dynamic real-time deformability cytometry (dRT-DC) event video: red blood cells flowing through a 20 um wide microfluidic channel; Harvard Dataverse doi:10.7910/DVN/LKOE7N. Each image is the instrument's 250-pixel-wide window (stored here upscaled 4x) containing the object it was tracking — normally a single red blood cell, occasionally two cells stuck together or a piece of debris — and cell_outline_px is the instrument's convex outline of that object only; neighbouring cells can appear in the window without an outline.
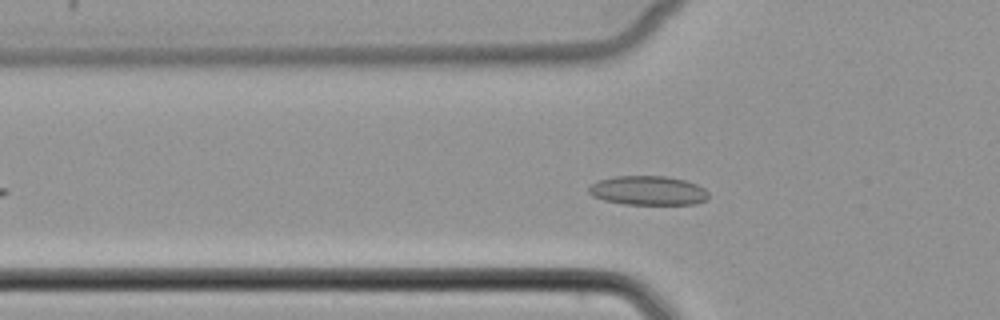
{"species": "common noctule bat (a hibernating species)", "species_latin": "Nyctalus noctula", "temperature_condition": "cold", "stored_images_in_passage": 42, "camera_frame_rate_fps": 3000, "um_per_image_px": 0.085, "animal": {"sex": "female", "body_mass_g": 22.7, "forearm_length_mm": 54.2}, "frame": {"image": 1, "passage_image": 11, "time_ms": 3.333, "image_size_px": [1000, 320], "cell_outline_px": [[708, 200], [696, 204], [624, 204], [604, 200], [592, 196], [588, 192], [588, 188], [592, 184], [600, 180], [616, 176], [664, 176], [684, 180], [696, 184], [704, 188], [708, 192]], "centroid_in_image_um": [55.1, 16.2], "position_along_channel_um": 70.7, "area_um2": 20.35}}
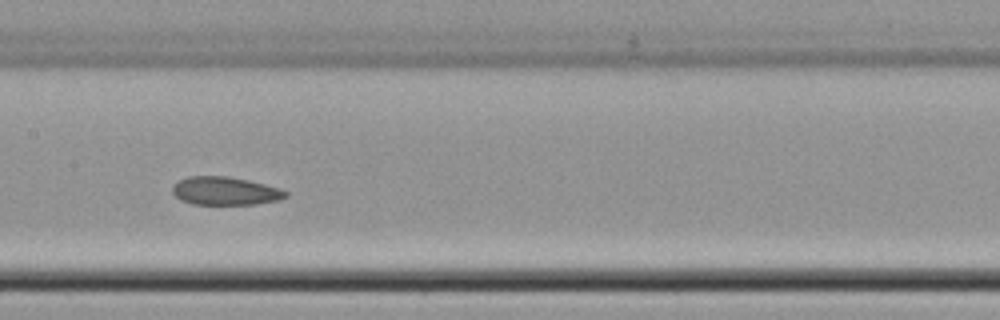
{"frame": {"image": 2, "passage_image": 20, "time_ms": 6.333, "image_size_px": [1000, 320], "cell_outline_px": [[288, 196], [280, 200], [256, 204], [192, 204], [180, 200], [172, 192], [172, 188], [180, 180], [188, 176], [228, 176], [248, 180], [280, 188], [288, 192]], "centroid_in_image_um": [19.16, 16.23], "position_along_channel_um": 188.2, "area_um2": 18.61}}
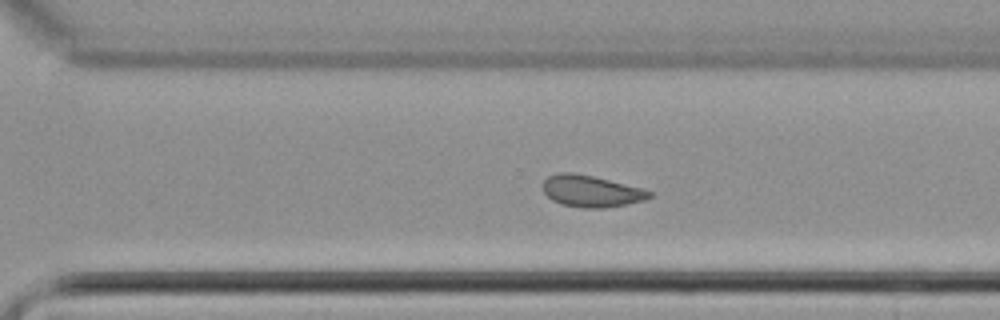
{"frame": {"image": 3, "passage_image": 30, "time_ms": 9.667, "image_size_px": [1000, 320], "cell_outline_px": [[652, 196], [644, 200], [604, 208], [580, 208], [560, 204], [552, 200], [544, 192], [544, 180], [548, 176], [560, 172], [572, 172], [592, 176], [640, 188], [652, 192]], "centroid_in_image_um": [50.21, 16.26], "position_along_channel_um": 320.4, "area_um2": 19.36}}